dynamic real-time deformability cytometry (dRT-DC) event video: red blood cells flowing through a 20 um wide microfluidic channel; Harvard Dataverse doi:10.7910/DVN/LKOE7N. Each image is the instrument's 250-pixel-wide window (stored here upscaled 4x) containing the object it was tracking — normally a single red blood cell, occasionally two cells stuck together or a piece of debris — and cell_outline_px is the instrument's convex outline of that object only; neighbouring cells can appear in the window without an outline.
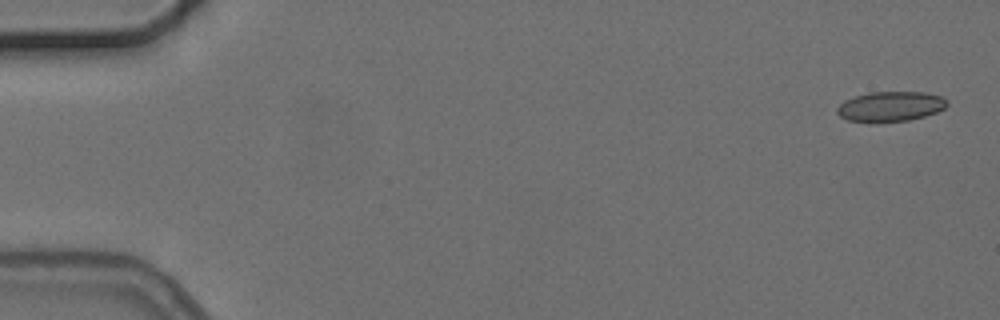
{"species": "common noctule bat (a hibernating species)", "species_latin": "Nyctalus noctula", "temperature_condition": "cold", "stored_images_in_passage": 5, "camera_frame_rate_fps": 3000, "um_per_image_px": 0.085, "animal": {"sex": "female", "body_mass_g": 24.6, "forearm_length_mm": 56.2}, "frame": {"image": 1, "passage_image": 1, "time_ms": 0.0, "image_size_px": [1000, 320], "cell_outline_px": [[948, 104], [944, 108], [936, 112], [924, 116], [908, 120], [868, 124], [848, 120], [840, 116], [836, 112], [836, 108], [844, 100], [868, 92], [924, 92], [940, 96], [948, 100]], "centroid_in_image_um": [75.65, 9.07], "position_along_channel_um": 9.4, "area_um2": 19.54}}
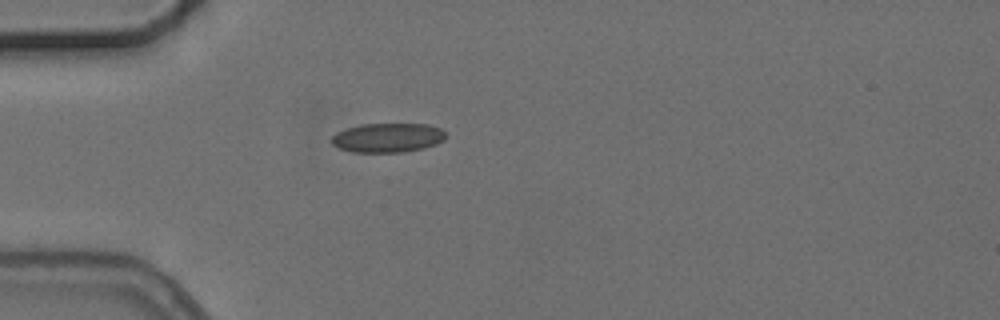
{"frame": {"image": 2, "passage_image": 5, "time_ms": 4.667, "image_size_px": [1000, 320], "cell_outline_px": [[444, 140], [436, 144], [424, 148], [404, 152], [352, 152], [340, 148], [332, 144], [332, 136], [336, 132], [360, 124], [428, 124], [440, 128], [444, 132]], "centroid_in_image_um": [32.95, 11.7], "position_along_channel_um": 52.0, "area_um2": 19.42}}